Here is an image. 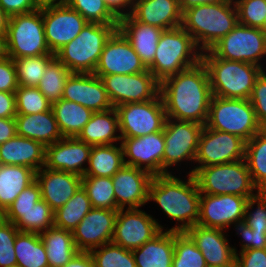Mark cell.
I'll return each mask as SVG.
<instances>
[{
  "mask_svg": "<svg viewBox=\"0 0 266 267\" xmlns=\"http://www.w3.org/2000/svg\"><path fill=\"white\" fill-rule=\"evenodd\" d=\"M148 200L159 204L169 218L181 222L169 231L186 232L198 223L200 192L193 174H188L187 182L171 173L153 176Z\"/></svg>",
  "mask_w": 266,
  "mask_h": 267,
  "instance_id": "obj_2",
  "label": "cell"
},
{
  "mask_svg": "<svg viewBox=\"0 0 266 267\" xmlns=\"http://www.w3.org/2000/svg\"><path fill=\"white\" fill-rule=\"evenodd\" d=\"M35 181L36 171L27 166L0 164V216Z\"/></svg>",
  "mask_w": 266,
  "mask_h": 267,
  "instance_id": "obj_32",
  "label": "cell"
},
{
  "mask_svg": "<svg viewBox=\"0 0 266 267\" xmlns=\"http://www.w3.org/2000/svg\"><path fill=\"white\" fill-rule=\"evenodd\" d=\"M264 33L266 34V16H265V19H264V24H263V27L261 28Z\"/></svg>",
  "mask_w": 266,
  "mask_h": 267,
  "instance_id": "obj_63",
  "label": "cell"
},
{
  "mask_svg": "<svg viewBox=\"0 0 266 267\" xmlns=\"http://www.w3.org/2000/svg\"><path fill=\"white\" fill-rule=\"evenodd\" d=\"M198 50L192 36L181 26L164 30L154 60L147 68L161 83L164 79L197 65L202 53Z\"/></svg>",
  "mask_w": 266,
  "mask_h": 267,
  "instance_id": "obj_5",
  "label": "cell"
},
{
  "mask_svg": "<svg viewBox=\"0 0 266 267\" xmlns=\"http://www.w3.org/2000/svg\"><path fill=\"white\" fill-rule=\"evenodd\" d=\"M238 230L237 234L242 236L245 243L241 244V251L248 249H266V232L252 231L243 220L233 223Z\"/></svg>",
  "mask_w": 266,
  "mask_h": 267,
  "instance_id": "obj_52",
  "label": "cell"
},
{
  "mask_svg": "<svg viewBox=\"0 0 266 267\" xmlns=\"http://www.w3.org/2000/svg\"><path fill=\"white\" fill-rule=\"evenodd\" d=\"M0 6L10 17L41 8L39 0H0Z\"/></svg>",
  "mask_w": 266,
  "mask_h": 267,
  "instance_id": "obj_55",
  "label": "cell"
},
{
  "mask_svg": "<svg viewBox=\"0 0 266 267\" xmlns=\"http://www.w3.org/2000/svg\"><path fill=\"white\" fill-rule=\"evenodd\" d=\"M237 24L238 12L234 0L192 6L182 13L181 27L192 36L201 52L210 50Z\"/></svg>",
  "mask_w": 266,
  "mask_h": 267,
  "instance_id": "obj_3",
  "label": "cell"
},
{
  "mask_svg": "<svg viewBox=\"0 0 266 267\" xmlns=\"http://www.w3.org/2000/svg\"><path fill=\"white\" fill-rule=\"evenodd\" d=\"M18 87L13 59L4 56L0 60V91L15 93Z\"/></svg>",
  "mask_w": 266,
  "mask_h": 267,
  "instance_id": "obj_53",
  "label": "cell"
},
{
  "mask_svg": "<svg viewBox=\"0 0 266 267\" xmlns=\"http://www.w3.org/2000/svg\"><path fill=\"white\" fill-rule=\"evenodd\" d=\"M57 1V2H56ZM41 5H46V4H55V2L58 3H64L65 0H39Z\"/></svg>",
  "mask_w": 266,
  "mask_h": 267,
  "instance_id": "obj_62",
  "label": "cell"
},
{
  "mask_svg": "<svg viewBox=\"0 0 266 267\" xmlns=\"http://www.w3.org/2000/svg\"><path fill=\"white\" fill-rule=\"evenodd\" d=\"M17 134L15 118H0V145Z\"/></svg>",
  "mask_w": 266,
  "mask_h": 267,
  "instance_id": "obj_58",
  "label": "cell"
},
{
  "mask_svg": "<svg viewBox=\"0 0 266 267\" xmlns=\"http://www.w3.org/2000/svg\"><path fill=\"white\" fill-rule=\"evenodd\" d=\"M4 51L12 59L52 54L44 33L42 5L9 18Z\"/></svg>",
  "mask_w": 266,
  "mask_h": 267,
  "instance_id": "obj_8",
  "label": "cell"
},
{
  "mask_svg": "<svg viewBox=\"0 0 266 267\" xmlns=\"http://www.w3.org/2000/svg\"><path fill=\"white\" fill-rule=\"evenodd\" d=\"M255 204L257 210L251 212ZM244 221L252 231L266 232V191H257L255 196L248 199Z\"/></svg>",
  "mask_w": 266,
  "mask_h": 267,
  "instance_id": "obj_50",
  "label": "cell"
},
{
  "mask_svg": "<svg viewBox=\"0 0 266 267\" xmlns=\"http://www.w3.org/2000/svg\"><path fill=\"white\" fill-rule=\"evenodd\" d=\"M129 41L141 61L148 67L154 60L163 29L143 24L130 14L119 19L117 28Z\"/></svg>",
  "mask_w": 266,
  "mask_h": 267,
  "instance_id": "obj_27",
  "label": "cell"
},
{
  "mask_svg": "<svg viewBox=\"0 0 266 267\" xmlns=\"http://www.w3.org/2000/svg\"><path fill=\"white\" fill-rule=\"evenodd\" d=\"M92 146L76 137H63L61 140L46 146L45 167L84 176Z\"/></svg>",
  "mask_w": 266,
  "mask_h": 267,
  "instance_id": "obj_23",
  "label": "cell"
},
{
  "mask_svg": "<svg viewBox=\"0 0 266 267\" xmlns=\"http://www.w3.org/2000/svg\"><path fill=\"white\" fill-rule=\"evenodd\" d=\"M62 99L81 104L93 112L113 108L103 81L94 73H71L66 80Z\"/></svg>",
  "mask_w": 266,
  "mask_h": 267,
  "instance_id": "obj_21",
  "label": "cell"
},
{
  "mask_svg": "<svg viewBox=\"0 0 266 267\" xmlns=\"http://www.w3.org/2000/svg\"><path fill=\"white\" fill-rule=\"evenodd\" d=\"M238 23L261 29L266 16V0H236Z\"/></svg>",
  "mask_w": 266,
  "mask_h": 267,
  "instance_id": "obj_48",
  "label": "cell"
},
{
  "mask_svg": "<svg viewBox=\"0 0 266 267\" xmlns=\"http://www.w3.org/2000/svg\"><path fill=\"white\" fill-rule=\"evenodd\" d=\"M16 115L15 93L0 91V118H15Z\"/></svg>",
  "mask_w": 266,
  "mask_h": 267,
  "instance_id": "obj_56",
  "label": "cell"
},
{
  "mask_svg": "<svg viewBox=\"0 0 266 267\" xmlns=\"http://www.w3.org/2000/svg\"><path fill=\"white\" fill-rule=\"evenodd\" d=\"M249 100L259 124L262 128H266V72L264 70L257 77Z\"/></svg>",
  "mask_w": 266,
  "mask_h": 267,
  "instance_id": "obj_51",
  "label": "cell"
},
{
  "mask_svg": "<svg viewBox=\"0 0 266 267\" xmlns=\"http://www.w3.org/2000/svg\"><path fill=\"white\" fill-rule=\"evenodd\" d=\"M205 52L201 53V61L208 71L213 96L249 99L264 69L247 62L217 58L210 50Z\"/></svg>",
  "mask_w": 266,
  "mask_h": 267,
  "instance_id": "obj_4",
  "label": "cell"
},
{
  "mask_svg": "<svg viewBox=\"0 0 266 267\" xmlns=\"http://www.w3.org/2000/svg\"><path fill=\"white\" fill-rule=\"evenodd\" d=\"M39 235L44 243L49 267H64L79 252L72 231L52 226Z\"/></svg>",
  "mask_w": 266,
  "mask_h": 267,
  "instance_id": "obj_33",
  "label": "cell"
},
{
  "mask_svg": "<svg viewBox=\"0 0 266 267\" xmlns=\"http://www.w3.org/2000/svg\"><path fill=\"white\" fill-rule=\"evenodd\" d=\"M153 176L142 169L124 164L113 176V188L118 210L137 209L145 205L149 195V184Z\"/></svg>",
  "mask_w": 266,
  "mask_h": 267,
  "instance_id": "obj_22",
  "label": "cell"
},
{
  "mask_svg": "<svg viewBox=\"0 0 266 267\" xmlns=\"http://www.w3.org/2000/svg\"><path fill=\"white\" fill-rule=\"evenodd\" d=\"M118 210L93 207L72 230L79 251L89 252L112 242Z\"/></svg>",
  "mask_w": 266,
  "mask_h": 267,
  "instance_id": "obj_20",
  "label": "cell"
},
{
  "mask_svg": "<svg viewBox=\"0 0 266 267\" xmlns=\"http://www.w3.org/2000/svg\"><path fill=\"white\" fill-rule=\"evenodd\" d=\"M92 208L87 192L81 186L62 207L54 211V226L72 231Z\"/></svg>",
  "mask_w": 266,
  "mask_h": 267,
  "instance_id": "obj_38",
  "label": "cell"
},
{
  "mask_svg": "<svg viewBox=\"0 0 266 267\" xmlns=\"http://www.w3.org/2000/svg\"><path fill=\"white\" fill-rule=\"evenodd\" d=\"M101 78L113 105L144 102L160 94V82L147 70L135 74L96 75Z\"/></svg>",
  "mask_w": 266,
  "mask_h": 267,
  "instance_id": "obj_12",
  "label": "cell"
},
{
  "mask_svg": "<svg viewBox=\"0 0 266 267\" xmlns=\"http://www.w3.org/2000/svg\"><path fill=\"white\" fill-rule=\"evenodd\" d=\"M0 50H4V42L0 39Z\"/></svg>",
  "mask_w": 266,
  "mask_h": 267,
  "instance_id": "obj_65",
  "label": "cell"
},
{
  "mask_svg": "<svg viewBox=\"0 0 266 267\" xmlns=\"http://www.w3.org/2000/svg\"><path fill=\"white\" fill-rule=\"evenodd\" d=\"M167 118L206 125L213 96L206 66L200 61L160 83Z\"/></svg>",
  "mask_w": 266,
  "mask_h": 267,
  "instance_id": "obj_1",
  "label": "cell"
},
{
  "mask_svg": "<svg viewBox=\"0 0 266 267\" xmlns=\"http://www.w3.org/2000/svg\"><path fill=\"white\" fill-rule=\"evenodd\" d=\"M82 186L87 192L92 207L118 210L112 177L83 176Z\"/></svg>",
  "mask_w": 266,
  "mask_h": 267,
  "instance_id": "obj_39",
  "label": "cell"
},
{
  "mask_svg": "<svg viewBox=\"0 0 266 267\" xmlns=\"http://www.w3.org/2000/svg\"><path fill=\"white\" fill-rule=\"evenodd\" d=\"M121 145L126 165L145 170L152 176L163 175V131L140 137H121ZM125 157H129V160Z\"/></svg>",
  "mask_w": 266,
  "mask_h": 267,
  "instance_id": "obj_19",
  "label": "cell"
},
{
  "mask_svg": "<svg viewBox=\"0 0 266 267\" xmlns=\"http://www.w3.org/2000/svg\"><path fill=\"white\" fill-rule=\"evenodd\" d=\"M210 51L217 58L247 62L263 68L259 60L266 55V34L262 29L238 23Z\"/></svg>",
  "mask_w": 266,
  "mask_h": 267,
  "instance_id": "obj_10",
  "label": "cell"
},
{
  "mask_svg": "<svg viewBox=\"0 0 266 267\" xmlns=\"http://www.w3.org/2000/svg\"><path fill=\"white\" fill-rule=\"evenodd\" d=\"M245 144L246 141L238 135L212 130L204 125L195 158V162L201 165L195 166L189 174H193L198 167L245 159Z\"/></svg>",
  "mask_w": 266,
  "mask_h": 267,
  "instance_id": "obj_13",
  "label": "cell"
},
{
  "mask_svg": "<svg viewBox=\"0 0 266 267\" xmlns=\"http://www.w3.org/2000/svg\"><path fill=\"white\" fill-rule=\"evenodd\" d=\"M19 231L42 233L54 226V211L43 200H39L31 210L15 223Z\"/></svg>",
  "mask_w": 266,
  "mask_h": 267,
  "instance_id": "obj_44",
  "label": "cell"
},
{
  "mask_svg": "<svg viewBox=\"0 0 266 267\" xmlns=\"http://www.w3.org/2000/svg\"><path fill=\"white\" fill-rule=\"evenodd\" d=\"M134 1L135 0H104L107 7L118 19L131 13ZM125 7H128V9L130 8V11L124 12V10H128Z\"/></svg>",
  "mask_w": 266,
  "mask_h": 267,
  "instance_id": "obj_57",
  "label": "cell"
},
{
  "mask_svg": "<svg viewBox=\"0 0 266 267\" xmlns=\"http://www.w3.org/2000/svg\"><path fill=\"white\" fill-rule=\"evenodd\" d=\"M45 154L42 143L16 134L0 145V164L27 166L38 171L45 166Z\"/></svg>",
  "mask_w": 266,
  "mask_h": 267,
  "instance_id": "obj_28",
  "label": "cell"
},
{
  "mask_svg": "<svg viewBox=\"0 0 266 267\" xmlns=\"http://www.w3.org/2000/svg\"><path fill=\"white\" fill-rule=\"evenodd\" d=\"M72 72L68 70L56 57L45 69L41 77L38 89L51 102L62 98L66 80Z\"/></svg>",
  "mask_w": 266,
  "mask_h": 267,
  "instance_id": "obj_41",
  "label": "cell"
},
{
  "mask_svg": "<svg viewBox=\"0 0 266 267\" xmlns=\"http://www.w3.org/2000/svg\"><path fill=\"white\" fill-rule=\"evenodd\" d=\"M17 135L42 143L45 147L63 138L52 108L35 114H17Z\"/></svg>",
  "mask_w": 266,
  "mask_h": 267,
  "instance_id": "obj_29",
  "label": "cell"
},
{
  "mask_svg": "<svg viewBox=\"0 0 266 267\" xmlns=\"http://www.w3.org/2000/svg\"><path fill=\"white\" fill-rule=\"evenodd\" d=\"M139 55L125 36L117 29L107 40L99 61L95 67V75L135 74L147 71Z\"/></svg>",
  "mask_w": 266,
  "mask_h": 267,
  "instance_id": "obj_18",
  "label": "cell"
},
{
  "mask_svg": "<svg viewBox=\"0 0 266 267\" xmlns=\"http://www.w3.org/2000/svg\"><path fill=\"white\" fill-rule=\"evenodd\" d=\"M248 198L200 193L198 225L226 230L244 219Z\"/></svg>",
  "mask_w": 266,
  "mask_h": 267,
  "instance_id": "obj_17",
  "label": "cell"
},
{
  "mask_svg": "<svg viewBox=\"0 0 266 267\" xmlns=\"http://www.w3.org/2000/svg\"><path fill=\"white\" fill-rule=\"evenodd\" d=\"M163 226L153 216L137 209L117 212L112 243L128 250L139 248L155 237Z\"/></svg>",
  "mask_w": 266,
  "mask_h": 267,
  "instance_id": "obj_16",
  "label": "cell"
},
{
  "mask_svg": "<svg viewBox=\"0 0 266 267\" xmlns=\"http://www.w3.org/2000/svg\"><path fill=\"white\" fill-rule=\"evenodd\" d=\"M118 25L86 23L79 35L55 53L72 73H94L102 50Z\"/></svg>",
  "mask_w": 266,
  "mask_h": 267,
  "instance_id": "obj_6",
  "label": "cell"
},
{
  "mask_svg": "<svg viewBox=\"0 0 266 267\" xmlns=\"http://www.w3.org/2000/svg\"><path fill=\"white\" fill-rule=\"evenodd\" d=\"M18 232L15 224L0 216V267H17L14 243Z\"/></svg>",
  "mask_w": 266,
  "mask_h": 267,
  "instance_id": "obj_49",
  "label": "cell"
},
{
  "mask_svg": "<svg viewBox=\"0 0 266 267\" xmlns=\"http://www.w3.org/2000/svg\"><path fill=\"white\" fill-rule=\"evenodd\" d=\"M78 11L90 23L118 25L119 19L110 11L104 0H65L63 3Z\"/></svg>",
  "mask_w": 266,
  "mask_h": 267,
  "instance_id": "obj_45",
  "label": "cell"
},
{
  "mask_svg": "<svg viewBox=\"0 0 266 267\" xmlns=\"http://www.w3.org/2000/svg\"><path fill=\"white\" fill-rule=\"evenodd\" d=\"M202 194H231L250 198L255 196L254 185L245 159L231 163L198 167L193 173Z\"/></svg>",
  "mask_w": 266,
  "mask_h": 267,
  "instance_id": "obj_7",
  "label": "cell"
},
{
  "mask_svg": "<svg viewBox=\"0 0 266 267\" xmlns=\"http://www.w3.org/2000/svg\"><path fill=\"white\" fill-rule=\"evenodd\" d=\"M206 126L250 140L263 128L249 99H227L212 96Z\"/></svg>",
  "mask_w": 266,
  "mask_h": 267,
  "instance_id": "obj_9",
  "label": "cell"
},
{
  "mask_svg": "<svg viewBox=\"0 0 266 267\" xmlns=\"http://www.w3.org/2000/svg\"><path fill=\"white\" fill-rule=\"evenodd\" d=\"M41 199V189L39 184L35 181L19 193L14 202L7 208L1 217L6 221L15 224L23 214L31 210Z\"/></svg>",
  "mask_w": 266,
  "mask_h": 267,
  "instance_id": "obj_47",
  "label": "cell"
},
{
  "mask_svg": "<svg viewBox=\"0 0 266 267\" xmlns=\"http://www.w3.org/2000/svg\"><path fill=\"white\" fill-rule=\"evenodd\" d=\"M137 267H172L174 231L161 230L155 237L132 250Z\"/></svg>",
  "mask_w": 266,
  "mask_h": 267,
  "instance_id": "obj_30",
  "label": "cell"
},
{
  "mask_svg": "<svg viewBox=\"0 0 266 267\" xmlns=\"http://www.w3.org/2000/svg\"><path fill=\"white\" fill-rule=\"evenodd\" d=\"M118 113L121 137H140L163 131L166 112L161 95L155 99L119 105Z\"/></svg>",
  "mask_w": 266,
  "mask_h": 267,
  "instance_id": "obj_11",
  "label": "cell"
},
{
  "mask_svg": "<svg viewBox=\"0 0 266 267\" xmlns=\"http://www.w3.org/2000/svg\"><path fill=\"white\" fill-rule=\"evenodd\" d=\"M17 114H35L49 111L52 103L39 91L37 87L20 86L16 92Z\"/></svg>",
  "mask_w": 266,
  "mask_h": 267,
  "instance_id": "obj_46",
  "label": "cell"
},
{
  "mask_svg": "<svg viewBox=\"0 0 266 267\" xmlns=\"http://www.w3.org/2000/svg\"><path fill=\"white\" fill-rule=\"evenodd\" d=\"M223 0H178L181 11L197 5L220 3Z\"/></svg>",
  "mask_w": 266,
  "mask_h": 267,
  "instance_id": "obj_60",
  "label": "cell"
},
{
  "mask_svg": "<svg viewBox=\"0 0 266 267\" xmlns=\"http://www.w3.org/2000/svg\"><path fill=\"white\" fill-rule=\"evenodd\" d=\"M52 110L63 137H77L94 113L81 104L62 98L52 103Z\"/></svg>",
  "mask_w": 266,
  "mask_h": 267,
  "instance_id": "obj_34",
  "label": "cell"
},
{
  "mask_svg": "<svg viewBox=\"0 0 266 267\" xmlns=\"http://www.w3.org/2000/svg\"><path fill=\"white\" fill-rule=\"evenodd\" d=\"M178 0H135L130 15L137 21L170 30L182 24Z\"/></svg>",
  "mask_w": 266,
  "mask_h": 267,
  "instance_id": "obj_26",
  "label": "cell"
},
{
  "mask_svg": "<svg viewBox=\"0 0 266 267\" xmlns=\"http://www.w3.org/2000/svg\"><path fill=\"white\" fill-rule=\"evenodd\" d=\"M5 56V51L4 50H0V60Z\"/></svg>",
  "mask_w": 266,
  "mask_h": 267,
  "instance_id": "obj_64",
  "label": "cell"
},
{
  "mask_svg": "<svg viewBox=\"0 0 266 267\" xmlns=\"http://www.w3.org/2000/svg\"><path fill=\"white\" fill-rule=\"evenodd\" d=\"M245 161L254 185L266 191V128L246 141Z\"/></svg>",
  "mask_w": 266,
  "mask_h": 267,
  "instance_id": "obj_37",
  "label": "cell"
},
{
  "mask_svg": "<svg viewBox=\"0 0 266 267\" xmlns=\"http://www.w3.org/2000/svg\"><path fill=\"white\" fill-rule=\"evenodd\" d=\"M123 149L114 144L92 146L84 176L112 177L124 165Z\"/></svg>",
  "mask_w": 266,
  "mask_h": 267,
  "instance_id": "obj_35",
  "label": "cell"
},
{
  "mask_svg": "<svg viewBox=\"0 0 266 267\" xmlns=\"http://www.w3.org/2000/svg\"><path fill=\"white\" fill-rule=\"evenodd\" d=\"M64 267H94L89 252L79 251Z\"/></svg>",
  "mask_w": 266,
  "mask_h": 267,
  "instance_id": "obj_59",
  "label": "cell"
},
{
  "mask_svg": "<svg viewBox=\"0 0 266 267\" xmlns=\"http://www.w3.org/2000/svg\"><path fill=\"white\" fill-rule=\"evenodd\" d=\"M203 128L204 125L195 122L166 118L163 174L170 173L167 168L183 160L195 161Z\"/></svg>",
  "mask_w": 266,
  "mask_h": 267,
  "instance_id": "obj_14",
  "label": "cell"
},
{
  "mask_svg": "<svg viewBox=\"0 0 266 267\" xmlns=\"http://www.w3.org/2000/svg\"><path fill=\"white\" fill-rule=\"evenodd\" d=\"M239 254H236L237 267H266V249H248Z\"/></svg>",
  "mask_w": 266,
  "mask_h": 267,
  "instance_id": "obj_54",
  "label": "cell"
},
{
  "mask_svg": "<svg viewBox=\"0 0 266 267\" xmlns=\"http://www.w3.org/2000/svg\"><path fill=\"white\" fill-rule=\"evenodd\" d=\"M10 16L0 6V39L4 42L8 34Z\"/></svg>",
  "mask_w": 266,
  "mask_h": 267,
  "instance_id": "obj_61",
  "label": "cell"
},
{
  "mask_svg": "<svg viewBox=\"0 0 266 267\" xmlns=\"http://www.w3.org/2000/svg\"><path fill=\"white\" fill-rule=\"evenodd\" d=\"M14 249L17 267H49L44 243L38 233L19 231Z\"/></svg>",
  "mask_w": 266,
  "mask_h": 267,
  "instance_id": "obj_36",
  "label": "cell"
},
{
  "mask_svg": "<svg viewBox=\"0 0 266 267\" xmlns=\"http://www.w3.org/2000/svg\"><path fill=\"white\" fill-rule=\"evenodd\" d=\"M55 58V54L30 56L13 59L18 84L26 87H38L45 69Z\"/></svg>",
  "mask_w": 266,
  "mask_h": 267,
  "instance_id": "obj_40",
  "label": "cell"
},
{
  "mask_svg": "<svg viewBox=\"0 0 266 267\" xmlns=\"http://www.w3.org/2000/svg\"><path fill=\"white\" fill-rule=\"evenodd\" d=\"M172 267H208L201 251L186 232H174Z\"/></svg>",
  "mask_w": 266,
  "mask_h": 267,
  "instance_id": "obj_42",
  "label": "cell"
},
{
  "mask_svg": "<svg viewBox=\"0 0 266 267\" xmlns=\"http://www.w3.org/2000/svg\"><path fill=\"white\" fill-rule=\"evenodd\" d=\"M97 248H100L97 250ZM89 251L94 267H137L132 250L112 242Z\"/></svg>",
  "mask_w": 266,
  "mask_h": 267,
  "instance_id": "obj_43",
  "label": "cell"
},
{
  "mask_svg": "<svg viewBox=\"0 0 266 267\" xmlns=\"http://www.w3.org/2000/svg\"><path fill=\"white\" fill-rule=\"evenodd\" d=\"M223 231L198 224L186 231L201 251L208 267L236 266L237 250L230 247Z\"/></svg>",
  "mask_w": 266,
  "mask_h": 267,
  "instance_id": "obj_24",
  "label": "cell"
},
{
  "mask_svg": "<svg viewBox=\"0 0 266 267\" xmlns=\"http://www.w3.org/2000/svg\"><path fill=\"white\" fill-rule=\"evenodd\" d=\"M46 41L51 53L70 43L85 26L87 20L63 3L42 5Z\"/></svg>",
  "mask_w": 266,
  "mask_h": 267,
  "instance_id": "obj_15",
  "label": "cell"
},
{
  "mask_svg": "<svg viewBox=\"0 0 266 267\" xmlns=\"http://www.w3.org/2000/svg\"><path fill=\"white\" fill-rule=\"evenodd\" d=\"M117 131H120L119 119L113 107L107 111L94 112L76 138L91 146L108 145L121 141V135H115Z\"/></svg>",
  "mask_w": 266,
  "mask_h": 267,
  "instance_id": "obj_31",
  "label": "cell"
},
{
  "mask_svg": "<svg viewBox=\"0 0 266 267\" xmlns=\"http://www.w3.org/2000/svg\"><path fill=\"white\" fill-rule=\"evenodd\" d=\"M41 198L53 211L62 207L82 186V177L73 173L42 167L36 171Z\"/></svg>",
  "mask_w": 266,
  "mask_h": 267,
  "instance_id": "obj_25",
  "label": "cell"
}]
</instances>
